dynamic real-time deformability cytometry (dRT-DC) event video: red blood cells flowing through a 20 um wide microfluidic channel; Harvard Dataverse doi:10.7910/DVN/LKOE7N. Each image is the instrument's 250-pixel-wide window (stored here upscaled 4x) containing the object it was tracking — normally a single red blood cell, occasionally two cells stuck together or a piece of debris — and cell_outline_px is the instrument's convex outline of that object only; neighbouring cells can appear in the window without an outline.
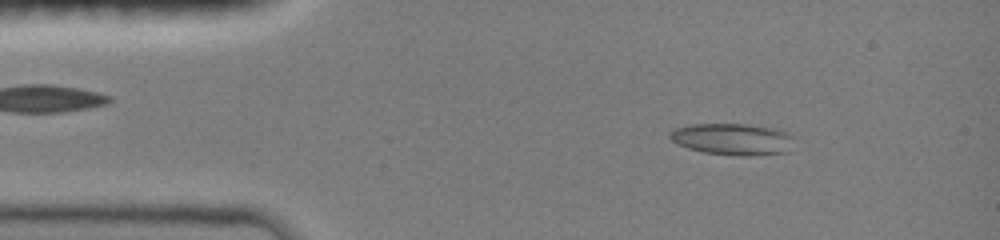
{"species": "common noctule bat (a hibernating species)", "species_latin": "Nyctalus noctula", "temperature_condition": "room temperature", "stored_images_in_passage": 45, "camera_frame_rate_fps": 3000, "um_per_image_px": 0.085, "animal": {"sex": "female", "body_mass_g": 19.0, "forearm_length_mm": 51.5}, "frame": {"image": 1, "passage_image": 5, "time_ms": 1.333, "image_size_px": [1000, 240], "cell_outline_px": [[796, 136], [788, 152], [748, 156], [740, 156], [704, 152], [688, 148], [672, 140], [668, 136], [676, 128], [692, 124], [748, 124], [776, 128]], "centroid_in_image_um": [62.35, 11.82], "position_along_channel_um": 22.7, "area_um2": 22.95}}
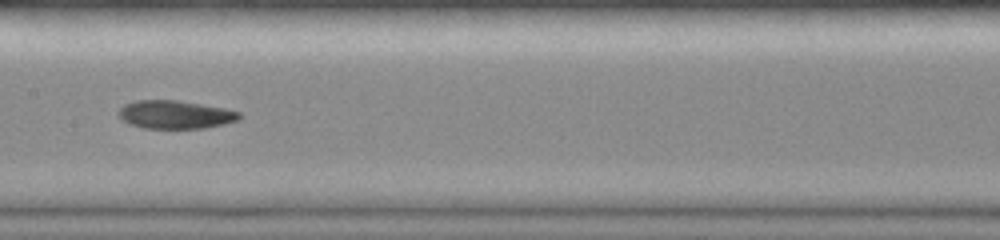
{"frame": {"image": 2, "passage_image": 22, "time_ms": 7.0, "image_size_px": [1000, 240], "cell_outline_px": [[240, 116], [236, 120], [224, 124], [204, 128], [144, 128], [132, 124], [124, 120], [120, 116], [120, 108], [124, 104], [136, 100], [180, 100], [224, 108], [240, 112]], "centroid_in_image_um": [14.91, 9.73], "position_along_channel_um": 192.5, "area_um2": 19.59}}
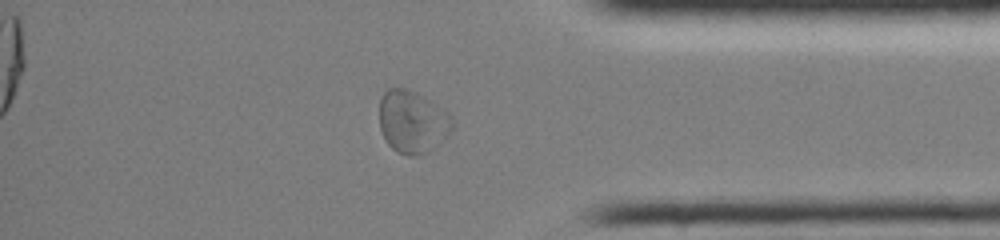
{"frame": {"image": 3, "passage_image": 38, "time_ms": 12.333, "image_size_px": [1000, 240], "cell_outline_px": [[452, 128], [428, 152], [416, 156], [408, 156], [396, 152], [388, 144], [380, 128], [380, 100], [384, 92], [388, 88], [404, 88], [428, 100], [452, 116]], "centroid_in_image_um": [35.01, 10.37], "position_along_channel_um": 400.2, "area_um2": 25.84}, "authors_computed_cell_mechanics": {"area_um2": 21.097, "velocity_mm_per_s": 4.0425, "shape_relaxation_time_tau1_ms": null, "shape_relaxation_time_tau2_ms": 4.5592, "deformation_change_tau1": null, "deformation_change_tau2": 0.112}}